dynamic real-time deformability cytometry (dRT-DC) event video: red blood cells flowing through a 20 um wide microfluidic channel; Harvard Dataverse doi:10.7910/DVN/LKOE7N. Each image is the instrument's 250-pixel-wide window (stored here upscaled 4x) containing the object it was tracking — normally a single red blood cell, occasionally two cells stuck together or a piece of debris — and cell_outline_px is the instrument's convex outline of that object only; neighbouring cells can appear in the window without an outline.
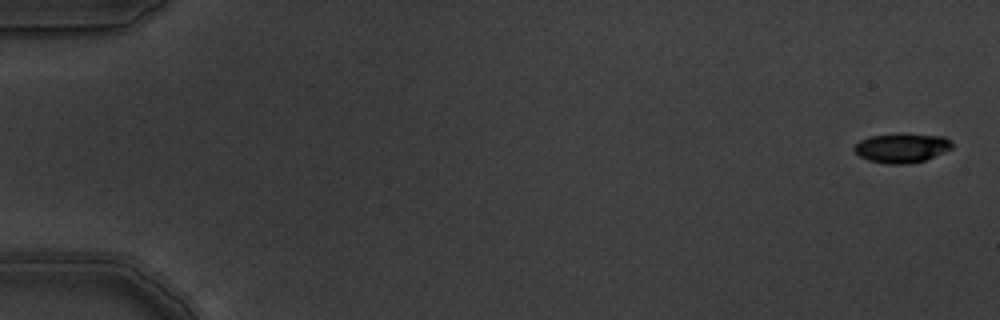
{"species": "common noctule bat (a hibernating species)", "species_latin": "Nyctalus noctula", "temperature_condition": "warm", "stored_images_in_passage": 6, "camera_frame_rate_fps": 3000, "um_per_image_px": 0.085, "animal": {"sex": "male", "body_mass_g": 19.5, "forearm_length_mm": 54.6}, "frame": {"image": 1, "passage_image": 1, "time_ms": 0.0, "image_size_px": [1000, 320], "cell_outline_px": [[952, 148], [924, 160], [908, 164], [888, 164], [868, 160], [860, 156], [852, 148], [860, 140], [868, 136], [944, 136], [952, 140]], "centroid_in_image_um": [76.63, 12.61], "position_along_channel_um": 8.4, "area_um2": 15.95}}
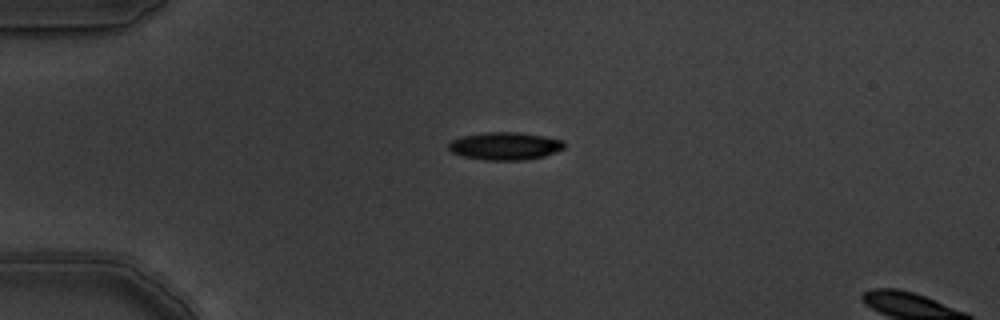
{"frame": {"image": 2, "passage_image": 5, "time_ms": 1.333, "image_size_px": [1000, 320], "cell_outline_px": [[564, 148], [544, 156], [524, 160], [484, 160], [460, 156], [452, 152], [448, 148], [448, 144], [452, 140], [460, 136], [484, 132], [516, 132], [564, 140]], "centroid_in_image_um": [42.87, 12.41], "position_along_channel_um": 42.1, "area_um2": 18.67}}